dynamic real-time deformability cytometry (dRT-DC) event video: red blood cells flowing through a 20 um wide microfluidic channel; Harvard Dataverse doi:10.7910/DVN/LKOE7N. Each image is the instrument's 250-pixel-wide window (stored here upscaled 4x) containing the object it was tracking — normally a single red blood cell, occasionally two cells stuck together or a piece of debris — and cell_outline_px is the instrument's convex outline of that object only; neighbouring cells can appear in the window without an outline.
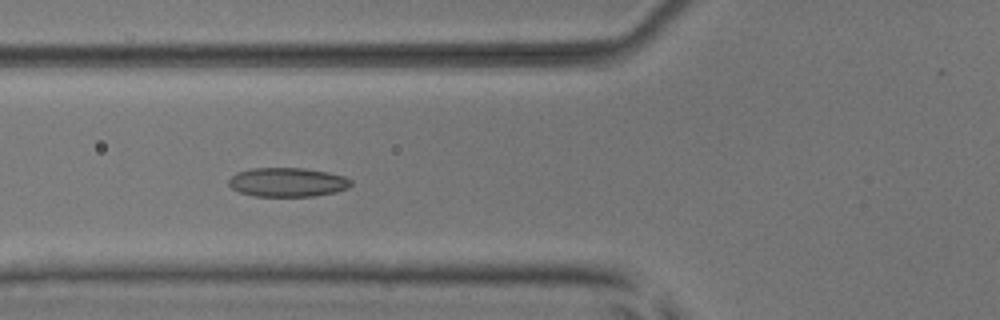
{"species": "common noctule bat (a hibernating species)", "species_latin": "Nyctalus noctula", "temperature_condition": "room temperature", "stored_images_in_passage": 6, "camera_frame_rate_fps": 3000, "um_per_image_px": 0.085, "animal": {"sex": "male", "body_mass_g": 17.9, "forearm_length_mm": 54.2}, "frame": {"image": 1, "passage_image": 5, "time_ms": 1.333, "image_size_px": [1000, 320], "cell_outline_px": [[352, 184], [348, 188], [336, 192], [312, 196], [256, 196], [240, 192], [232, 188], [228, 184], [228, 180], [236, 172], [252, 168], [304, 168], [328, 172], [344, 176], [352, 180]], "centroid_in_image_um": [24.45, 15.48], "position_along_channel_um": 101.4, "area_um2": 20.75}}
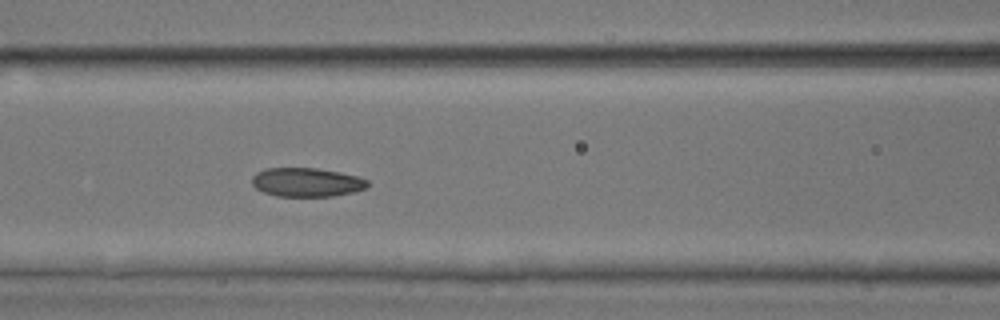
{"frame": {"image": 2, "passage_image": 6, "time_ms": 1.667, "image_size_px": [1000, 320], "cell_outline_px": [[368, 184], [364, 188], [352, 192], [332, 196], [276, 196], [264, 192], [256, 188], [252, 184], [252, 176], [256, 172], [268, 168], [316, 168], [340, 172], [356, 176], [368, 180]], "centroid_in_image_um": [26.03, 15.48], "position_along_channel_um": 140.6, "area_um2": 19.31}}